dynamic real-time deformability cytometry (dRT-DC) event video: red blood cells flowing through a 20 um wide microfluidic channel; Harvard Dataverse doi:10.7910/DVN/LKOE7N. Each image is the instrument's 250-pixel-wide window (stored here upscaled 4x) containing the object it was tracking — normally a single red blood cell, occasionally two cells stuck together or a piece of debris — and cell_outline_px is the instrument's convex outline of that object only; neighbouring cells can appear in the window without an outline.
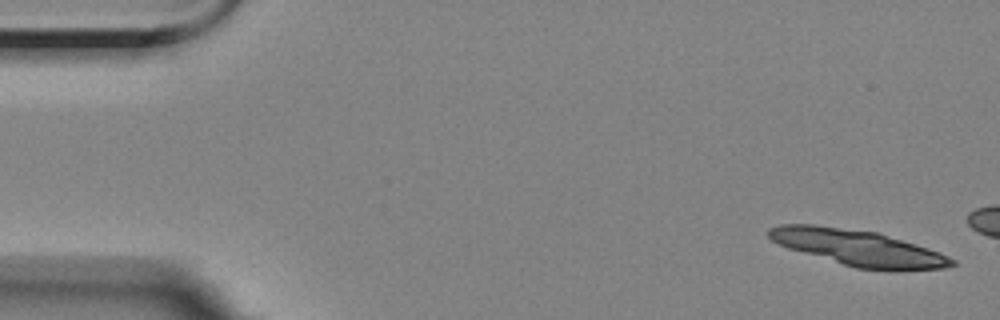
{"species": "Egyptian fruit bat (a non-hibernating species)", "species_latin": "Rousettus aegyptiacus", "temperature_condition": "room temperature", "stored_images_in_passage": 3, "camera_frame_rate_fps": 3000, "um_per_image_px": 0.085, "animal": {"sex": "female"}, "frame": {"image": 1, "passage_image": 1, "time_ms": 0.0, "image_size_px": [1000, 320], "cell_outline_px": [[956, 264], [944, 268], [856, 268], [788, 248], [772, 240], [768, 236], [768, 228], [780, 224], [816, 224], [876, 232], [940, 252], [956, 260]], "centroid_in_image_um": [72.86, 21.02], "position_along_channel_um": 12.1, "area_um2": 37.11}}